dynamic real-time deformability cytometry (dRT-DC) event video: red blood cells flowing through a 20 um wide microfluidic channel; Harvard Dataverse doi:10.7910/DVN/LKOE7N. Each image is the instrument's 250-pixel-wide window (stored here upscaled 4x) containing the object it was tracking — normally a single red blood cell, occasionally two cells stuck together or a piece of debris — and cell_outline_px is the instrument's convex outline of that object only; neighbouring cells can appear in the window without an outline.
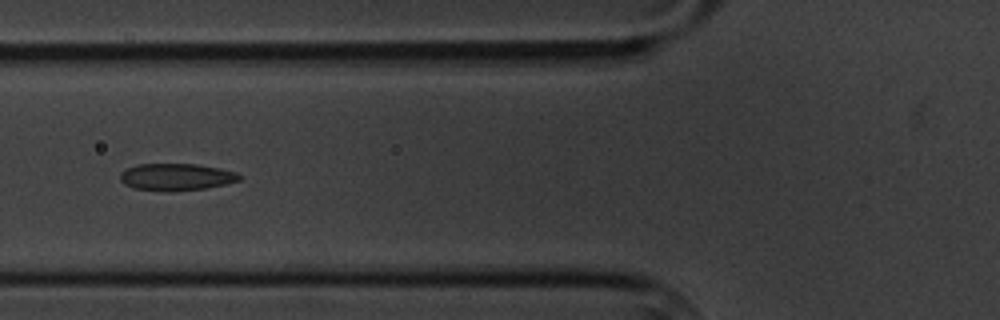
{"species": "common noctule bat (a hibernating species)", "species_latin": "Nyctalus noctula", "temperature_condition": "cold", "stored_images_in_passage": 8, "camera_frame_rate_fps": 3000, "um_per_image_px": 0.085, "animal": {"sex": "male", "body_mass_g": 20.1, "forearm_length_mm": 53.5}, "frame": {"image": 1, "passage_image": 6, "time_ms": 5.667, "image_size_px": [1000, 320], "cell_outline_px": [[240, 180], [208, 188], [132, 188], [124, 184], [120, 180], [120, 172], [136, 164], [196, 164], [220, 168], [236, 172], [240, 176]], "centroid_in_image_um": [14.99, 14.98], "position_along_channel_um": 110.8, "area_um2": 17.8}}
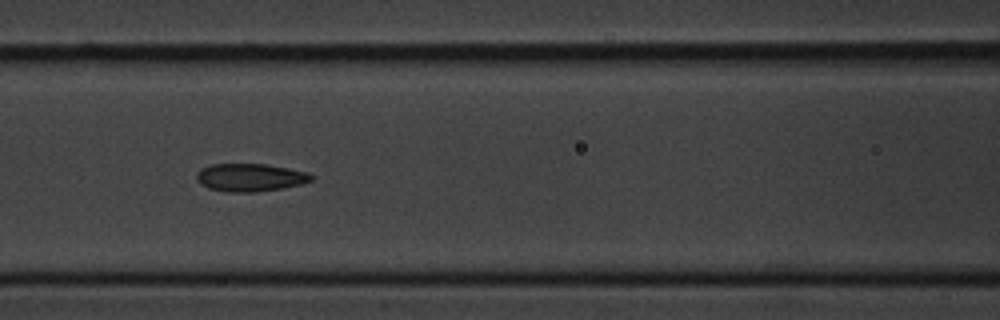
{"frame": {"image": 2, "passage_image": 7, "time_ms": 6.667, "image_size_px": [1000, 320], "cell_outline_px": [[316, 176], [312, 180], [300, 184], [280, 188], [256, 192], [228, 192], [208, 188], [200, 184], [196, 180], [196, 172], [212, 164], [264, 164], [288, 168], [308, 172]], "centroid_in_image_um": [21.26, 15.08], "position_along_channel_um": 145.3, "area_um2": 18.61}}
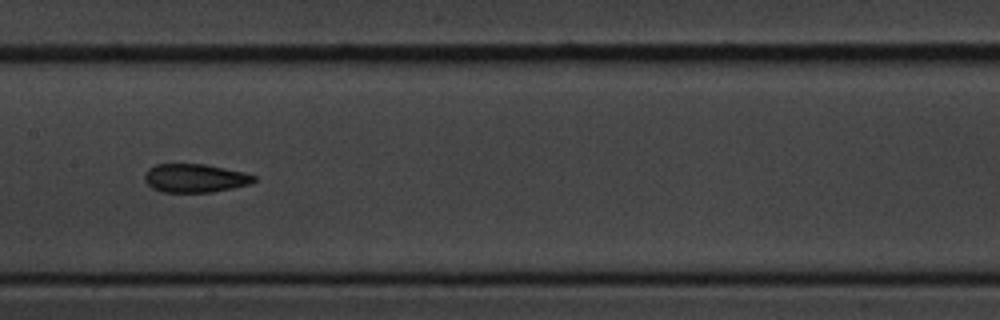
{"frame": {"image": 3, "passage_image": 8, "time_ms": 8.0, "image_size_px": [1000, 320], "cell_outline_px": [[256, 180], [252, 184], [212, 192], [164, 192], [152, 188], [144, 180], [144, 172], [148, 168], [156, 164], [204, 164], [244, 172], [256, 176]], "centroid_in_image_um": [16.57, 15.14], "position_along_channel_um": 190.8, "area_um2": 18.26}}